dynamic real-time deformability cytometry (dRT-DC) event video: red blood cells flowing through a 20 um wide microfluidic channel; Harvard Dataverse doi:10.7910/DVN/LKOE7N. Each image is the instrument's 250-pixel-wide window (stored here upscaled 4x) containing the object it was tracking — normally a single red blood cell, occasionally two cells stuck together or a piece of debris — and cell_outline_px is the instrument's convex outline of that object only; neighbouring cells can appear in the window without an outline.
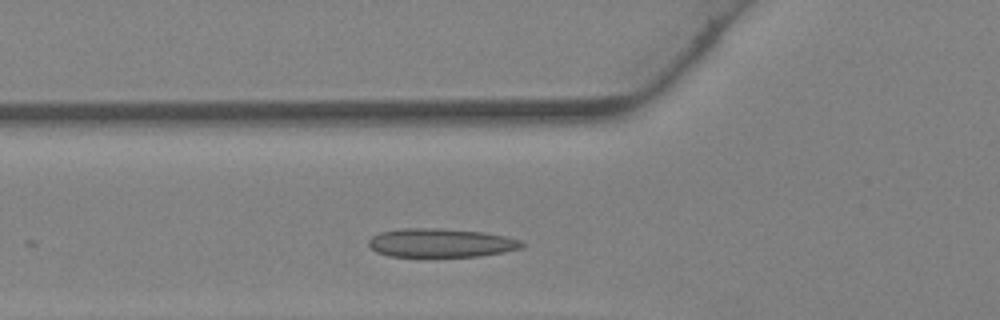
{"species": "Egyptian fruit bat (a non-hibernating species)", "species_latin": "Rousettus aegyptiacus", "temperature_condition": "warm", "stored_images_in_passage": 20, "camera_frame_rate_fps": 3000, "um_per_image_px": 0.085, "animal": {"sex": "female"}, "frame": {"image": 1, "passage_image": 5, "time_ms": 1.333, "image_size_px": [1000, 320], "cell_outline_px": [[524, 244], [520, 248], [504, 252], [480, 256], [388, 256], [376, 252], [368, 248], [368, 240], [372, 236], [380, 232], [404, 228], [432, 228], [484, 232], [504, 236], [520, 240]], "centroid_in_image_um": [37.42, 20.64], "position_along_channel_um": 88.4, "area_um2": 25.55}}
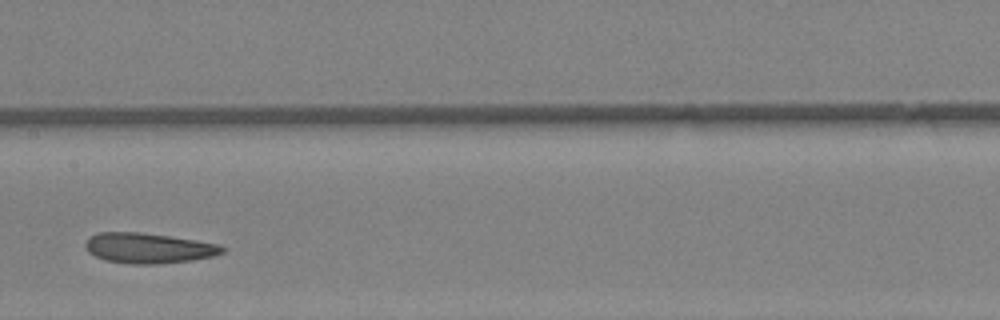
{"frame": {"image": 2, "passage_image": 11, "time_ms": 3.333, "image_size_px": [1000, 320], "cell_outline_px": [[224, 252], [212, 256], [192, 260], [156, 264], [132, 264], [104, 260], [88, 252], [84, 244], [88, 236], [96, 232], [140, 232], [168, 236], [216, 244], [224, 248]], "centroid_in_image_um": [12.53, 21.08], "position_along_channel_um": 194.9, "area_um2": 23.99}}
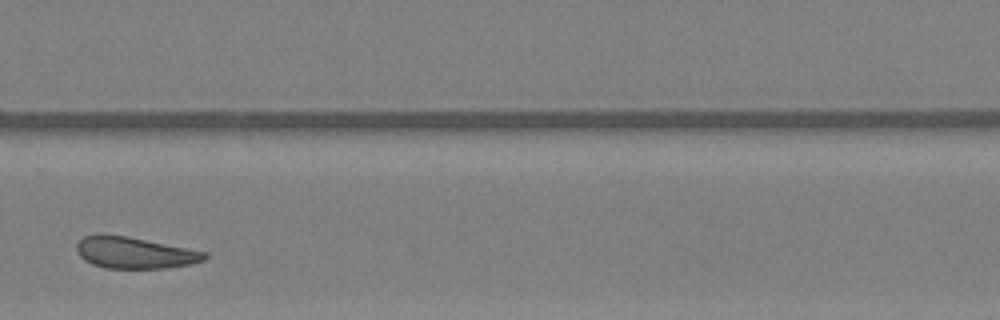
{"frame": {"image": 3, "passage_image": 18, "time_ms": 5.667, "image_size_px": [1000, 320], "cell_outline_px": [[208, 256], [204, 260], [192, 264], [164, 268], [108, 268], [92, 264], [84, 260], [80, 256], [76, 248], [76, 244], [84, 236], [100, 232], [128, 236], [208, 252]], "centroid_in_image_um": [11.43, 21.46], "position_along_channel_um": 318.4, "area_um2": 23.76}}